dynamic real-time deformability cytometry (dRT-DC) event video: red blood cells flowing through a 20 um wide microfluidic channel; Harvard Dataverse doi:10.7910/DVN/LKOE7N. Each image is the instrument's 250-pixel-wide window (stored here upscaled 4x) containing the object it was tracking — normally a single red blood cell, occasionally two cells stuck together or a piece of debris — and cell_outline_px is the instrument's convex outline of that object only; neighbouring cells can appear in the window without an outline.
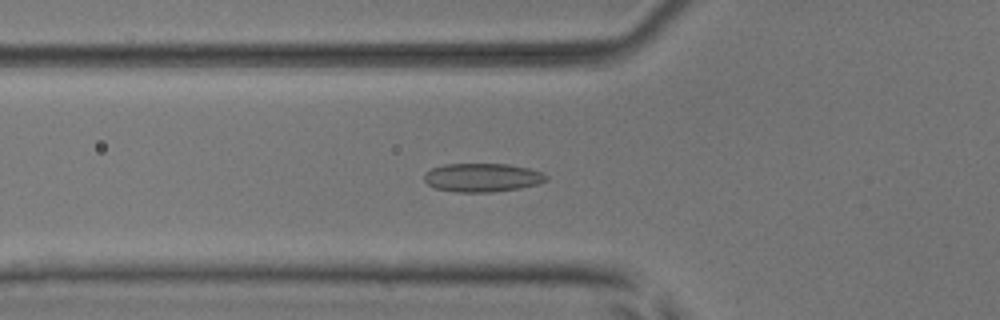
{"species": "common noctule bat (a hibernating species)", "species_latin": "Nyctalus noctula", "temperature_condition": "room temperature", "stored_images_in_passage": 53, "camera_frame_rate_fps": 3000, "um_per_image_px": 0.085, "animal": {"sex": "male", "body_mass_g": 17.9, "forearm_length_mm": 54.2}, "frame": {"image": 1, "passage_image": 19, "time_ms": 6.0, "image_size_px": [1000, 320], "cell_outline_px": [[548, 180], [536, 184], [520, 188], [492, 192], [456, 192], [436, 188], [428, 184], [424, 180], [424, 176], [432, 168], [444, 164], [508, 164], [528, 168], [544, 172], [548, 176]], "centroid_in_image_um": [41.03, 15.09], "position_along_channel_um": 84.8, "area_um2": 20.29}}
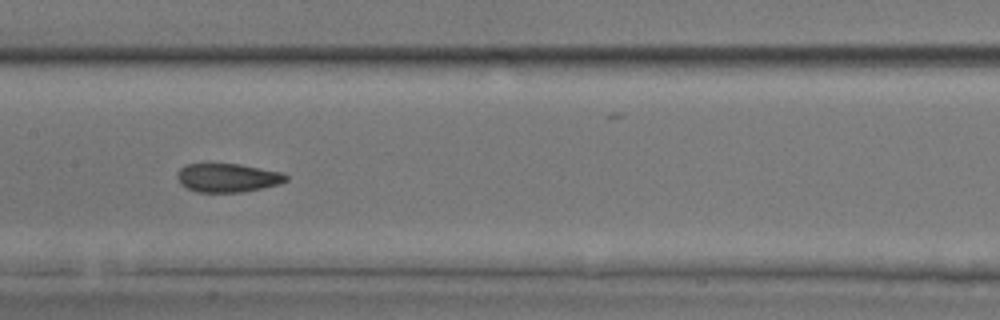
{"frame": {"image": 2, "passage_image": 27, "time_ms": 8.667, "image_size_px": [1000, 320], "cell_outline_px": [[288, 180], [280, 184], [240, 192], [196, 192], [180, 184], [176, 176], [180, 168], [188, 164], [240, 164], [284, 172], [288, 176]], "centroid_in_image_um": [19.37, 15.1], "position_along_channel_um": 188.0, "area_um2": 18.21}}
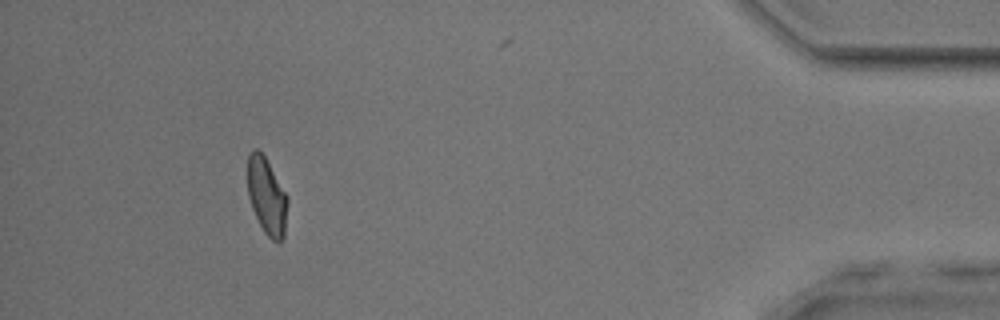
{"frame": {"image": 3, "passage_image": 49, "time_ms": 16.0, "image_size_px": [1000, 320], "cell_outline_px": [[288, 204], [284, 240], [280, 244], [272, 240], [264, 232], [252, 208], [248, 196], [248, 152], [252, 148], [256, 148], [264, 156], [288, 196]], "centroid_in_image_um": [22.69, 16.71], "position_along_channel_um": 412.5, "area_um2": 18.03}, "authors_computed_cell_mechanics": {"area_um2": 18.785, "velocity_mm_per_s": 3.8691, "shape_relaxation_time_tau1_ms": 10.59, "shape_relaxation_time_tau2_ms": 1.307, "deformation_change_tau1": 0.18, "deformation_change_tau2": 0.0604}}